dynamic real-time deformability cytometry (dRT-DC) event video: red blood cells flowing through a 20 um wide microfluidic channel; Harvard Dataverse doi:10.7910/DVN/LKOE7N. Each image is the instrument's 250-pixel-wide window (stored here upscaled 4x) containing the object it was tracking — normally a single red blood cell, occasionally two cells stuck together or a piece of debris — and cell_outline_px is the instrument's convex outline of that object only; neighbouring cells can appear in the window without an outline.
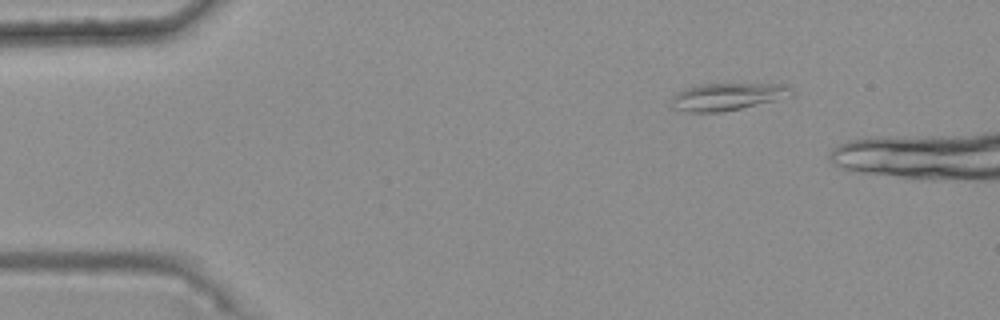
{"species": "common noctule bat (a hibernating species)", "species_latin": "Nyctalus noctula", "temperature_condition": "warm", "stored_images_in_passage": 23, "camera_frame_rate_fps": 3000, "um_per_image_px": 0.085, "animal": {"sex": "female", "body_mass_g": 25.1}, "frame": {"image": 1, "passage_image": 1, "time_ms": 0.0, "image_size_px": [1000, 320], "cell_outline_px": [[792, 96], [740, 108], [720, 112], [688, 112], [676, 108], [672, 100], [672, 96], [676, 92], [684, 88], [700, 84], [784, 84], [792, 88]], "centroid_in_image_um": [61.83, 8.2], "position_along_channel_um": 23.2, "area_um2": 18.84}}
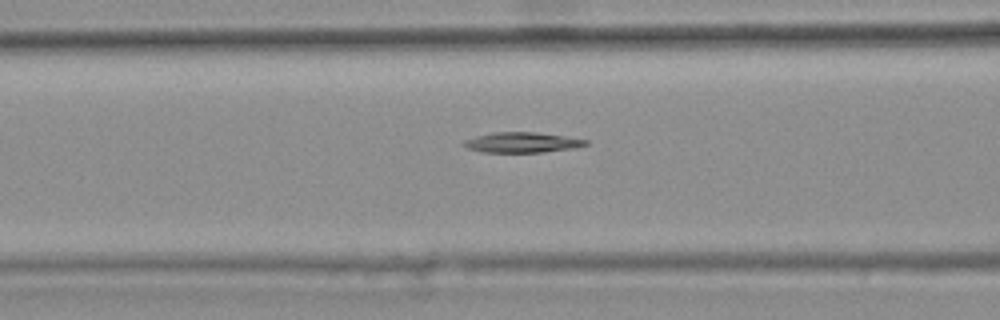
{"frame": {"image": 2, "passage_image": 15, "time_ms": 4.667, "image_size_px": [1000, 320], "cell_outline_px": [[588, 144], [576, 148], [544, 152], [480, 152], [468, 148], [460, 144], [464, 140], [476, 136], [492, 132], [536, 132], [564, 136], [588, 140]], "centroid_in_image_um": [44.36, 12.11], "position_along_channel_um": 122.2, "area_um2": 14.51}}
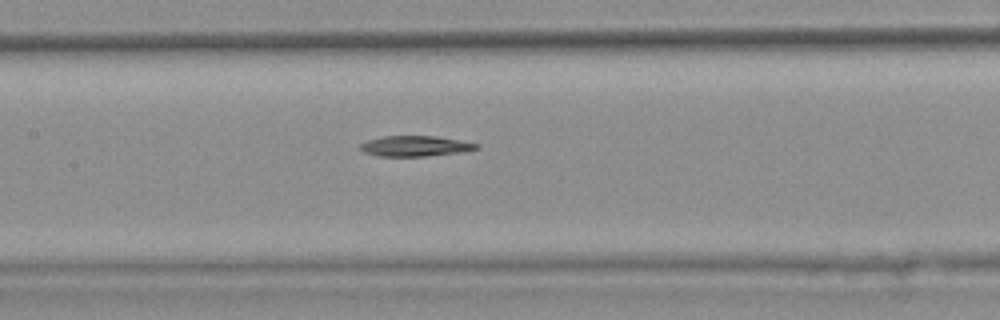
{"frame": {"image": 3, "passage_image": 19, "time_ms": 6.0, "image_size_px": [1000, 320], "cell_outline_px": [[480, 148], [460, 152], [424, 156], [380, 156], [364, 152], [360, 148], [360, 144], [368, 140], [380, 136], [436, 136], [480, 144]], "centroid_in_image_um": [35.29, 12.41], "position_along_channel_um": 172.1, "area_um2": 13.76}}